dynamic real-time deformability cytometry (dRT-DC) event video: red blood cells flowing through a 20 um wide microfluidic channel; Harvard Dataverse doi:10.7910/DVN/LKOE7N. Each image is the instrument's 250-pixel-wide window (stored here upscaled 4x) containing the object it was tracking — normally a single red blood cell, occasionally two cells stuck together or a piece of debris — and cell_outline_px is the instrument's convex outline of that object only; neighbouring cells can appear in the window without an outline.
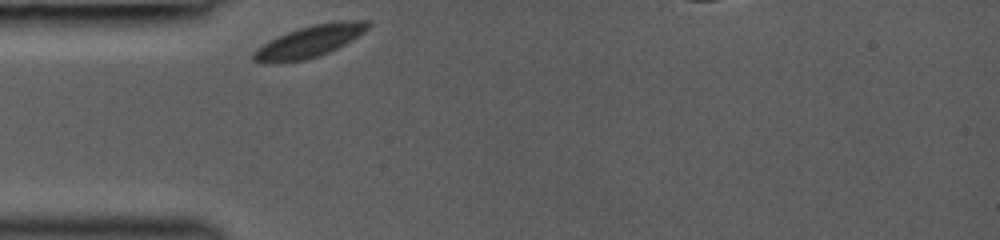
{"species": "common noctule bat (a hibernating species)", "species_latin": "Nyctalus noctula", "temperature_condition": "room temperature", "stored_images_in_passage": 29, "camera_frame_rate_fps": 3000, "um_per_image_px": 0.085, "animal": {"sex": "female", "body_mass_g": 19.0, "forearm_length_mm": 53.3}, "frame": {"image": 1, "passage_image": 1, "time_ms": 0.0, "image_size_px": [1000, 240], "cell_outline_px": [[372, 24], [364, 32], [352, 40], [328, 52], [304, 60], [268, 64], [264, 64], [252, 60], [252, 52], [264, 44], [296, 28], [312, 24], [344, 20], [368, 20]], "centroid_in_image_um": [26.31, 3.52], "position_along_channel_um": 58.7, "area_um2": 21.1}}
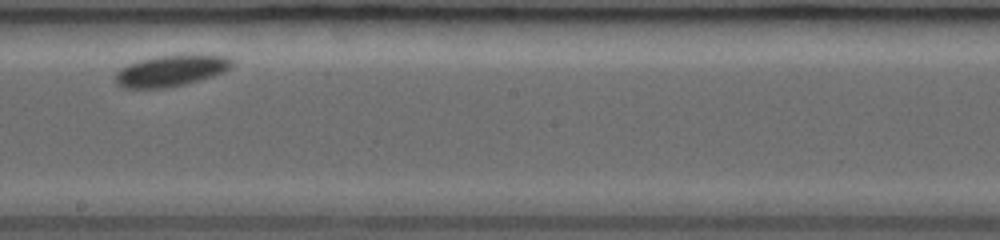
{"frame": {"image": 2, "passage_image": 15, "time_ms": 4.667, "image_size_px": [1000, 240], "cell_outline_px": [[232, 68], [224, 72], [212, 76], [184, 84], [164, 88], [124, 88], [116, 84], [116, 72], [120, 68], [128, 64], [140, 60], [156, 56], [228, 56], [232, 60]], "centroid_in_image_um": [14.5, 6.03], "position_along_channel_um": 233.7, "area_um2": 20.75}}
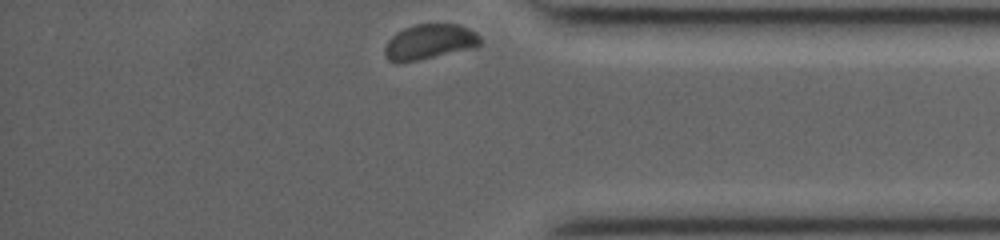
{"frame": {"image": 3, "passage_image": 28, "time_ms": 9.0, "image_size_px": [1000, 240], "cell_outline_px": [[480, 44], [476, 48], [416, 60], [388, 60], [384, 56], [384, 48], [388, 40], [396, 32], [404, 28], [416, 24], [460, 24], [476, 32], [480, 36]], "centroid_in_image_um": [36.55, 3.53], "position_along_channel_um": 398.7, "area_um2": 19.36}}